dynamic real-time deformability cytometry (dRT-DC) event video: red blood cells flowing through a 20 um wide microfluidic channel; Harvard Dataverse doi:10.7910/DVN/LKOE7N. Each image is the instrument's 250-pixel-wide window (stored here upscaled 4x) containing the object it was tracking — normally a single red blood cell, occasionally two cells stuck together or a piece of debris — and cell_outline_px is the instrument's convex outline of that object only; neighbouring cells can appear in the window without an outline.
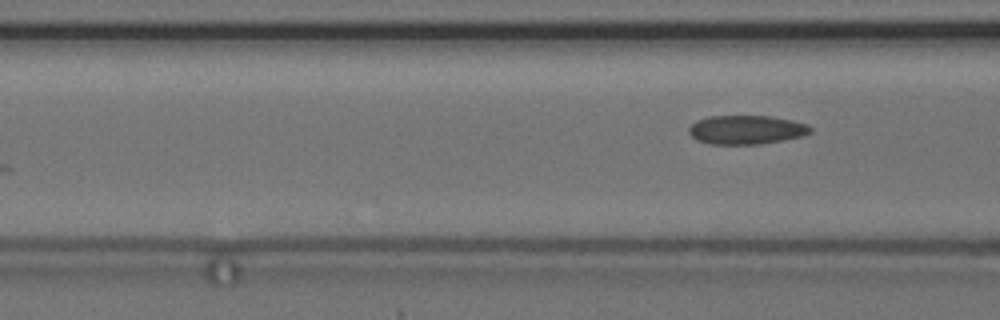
{"species": "common noctule bat (a hibernating species)", "species_latin": "Nyctalus noctula", "temperature_condition": "cold", "stored_images_in_passage": 3, "camera_frame_rate_fps": 3000, "um_per_image_px": 0.085, "animal": {"sex": "female", "body_mass_g": 24.6, "forearm_length_mm": 56.2}, "frame": {"image": 1, "passage_image": 3, "time_ms": 2.333, "image_size_px": [1000, 320], "cell_outline_px": [[812, 132], [804, 136], [784, 140], [760, 144], [708, 144], [696, 140], [688, 132], [688, 128], [696, 120], [708, 116], [772, 116], [792, 120], [808, 124], [812, 128]], "centroid_in_image_um": [63.45, 11.03], "position_along_channel_um": 103.1, "area_um2": 20.75}}